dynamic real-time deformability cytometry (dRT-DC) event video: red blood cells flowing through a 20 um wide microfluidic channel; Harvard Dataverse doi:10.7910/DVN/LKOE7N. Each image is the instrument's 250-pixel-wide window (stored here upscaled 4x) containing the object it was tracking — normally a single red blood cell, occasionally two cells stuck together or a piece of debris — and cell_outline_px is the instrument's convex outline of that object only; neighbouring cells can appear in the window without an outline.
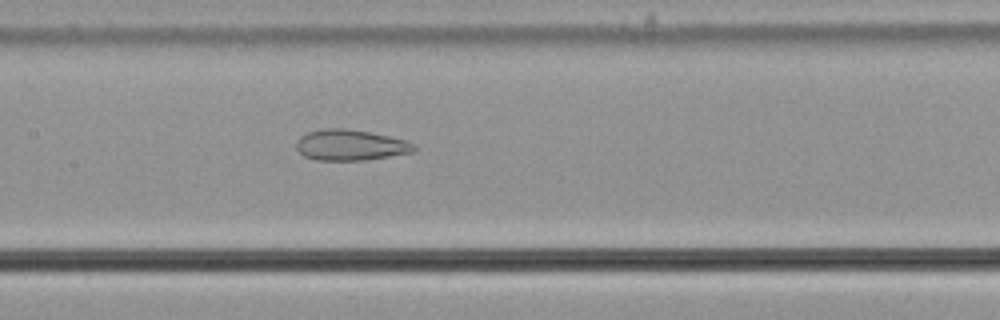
{"species": "common noctule bat (a hibernating species)", "species_latin": "Nyctalus noctula", "temperature_condition": "cold", "stored_images_in_passage": 32, "camera_frame_rate_fps": 3000, "um_per_image_px": 0.085, "animal": {"sex": "male", "body_mass_g": 21.5, "forearm_length_mm": 52.0}, "frame": {"image": 1, "passage_image": 13, "time_ms": 4.0, "image_size_px": [1000, 320], "cell_outline_px": [[416, 148], [412, 152], [364, 160], [316, 160], [304, 156], [296, 148], [296, 140], [300, 136], [308, 132], [324, 128], [344, 128], [368, 132], [388, 136], [404, 140], [416, 144]], "centroid_in_image_um": [29.75, 12.33], "position_along_channel_um": 177.7, "area_um2": 20.98}}
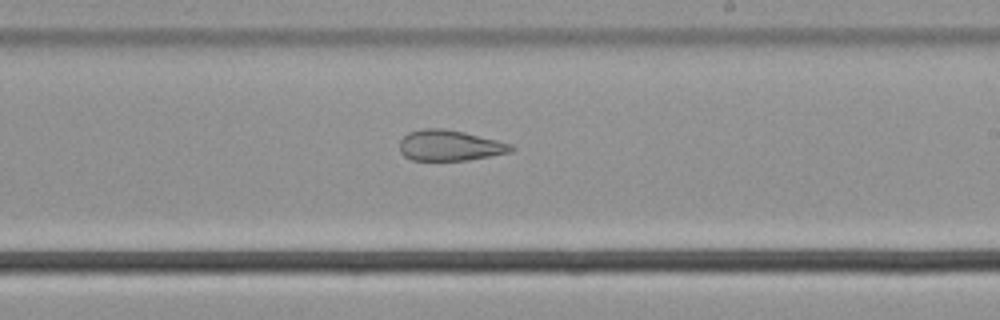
{"frame": {"image": 2, "passage_image": 19, "time_ms": 6.0, "image_size_px": [1000, 320], "cell_outline_px": [[516, 148], [512, 152], [468, 160], [412, 160], [404, 156], [400, 152], [400, 140], [408, 132], [424, 128], [444, 128], [464, 132], [512, 144]], "centroid_in_image_um": [38.23, 12.36], "position_along_channel_um": 250.8, "area_um2": 20.0}}
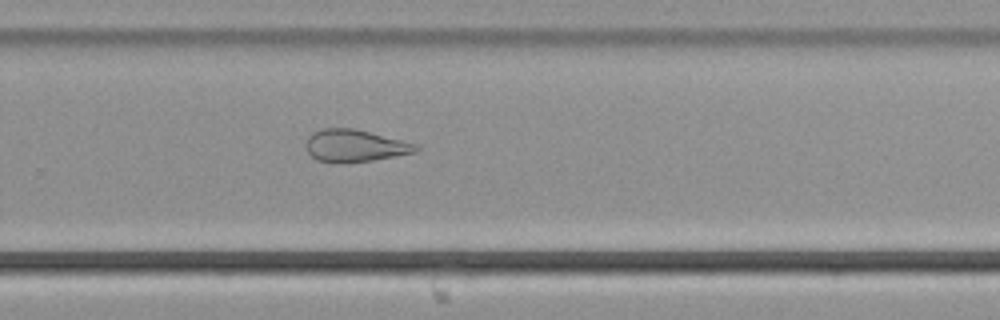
{"frame": {"image": 3, "passage_image": 23, "time_ms": 7.333, "image_size_px": [1000, 320], "cell_outline_px": [[420, 148], [416, 152], [372, 160], [332, 164], [316, 160], [308, 152], [304, 144], [308, 136], [312, 132], [324, 128], [352, 128], [416, 144]], "centroid_in_image_um": [30.08, 12.4], "position_along_channel_um": 299.7, "area_um2": 20.58}}